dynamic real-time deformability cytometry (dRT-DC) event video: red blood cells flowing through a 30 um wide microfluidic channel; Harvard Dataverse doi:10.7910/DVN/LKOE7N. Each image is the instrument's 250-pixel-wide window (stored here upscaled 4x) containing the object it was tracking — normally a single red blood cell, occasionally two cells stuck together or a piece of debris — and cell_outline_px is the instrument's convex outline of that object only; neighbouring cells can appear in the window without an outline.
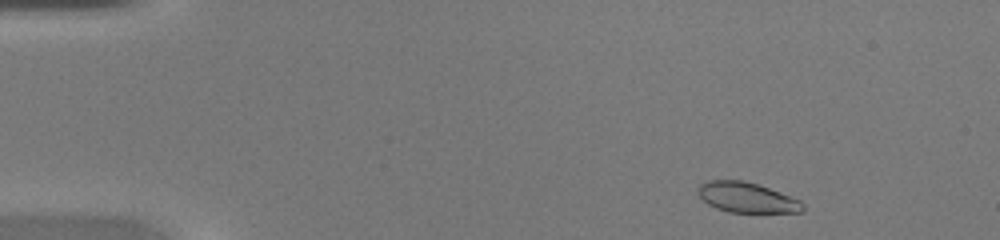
{"species": "common noctule bat (a hibernating species)", "species_latin": "Nyctalus noctula", "temperature_condition": "warm", "stored_images_in_passage": 42, "camera_frame_rate_fps": 3000, "um_per_image_px": 0.085, "animal": {"sex": "female", "body_mass_g": 20.0, "forearm_length_mm": 54.0}, "frame": {"image": 1, "passage_image": 2, "time_ms": 0.333, "image_size_px": [1000, 240], "cell_outline_px": [[804, 212], [728, 212], [716, 208], [708, 204], [696, 192], [700, 184], [708, 180], [744, 180], [768, 188], [800, 200], [804, 204]], "centroid_in_image_um": [63.46, 16.79], "position_along_channel_um": 21.5, "area_um2": 18.32}}
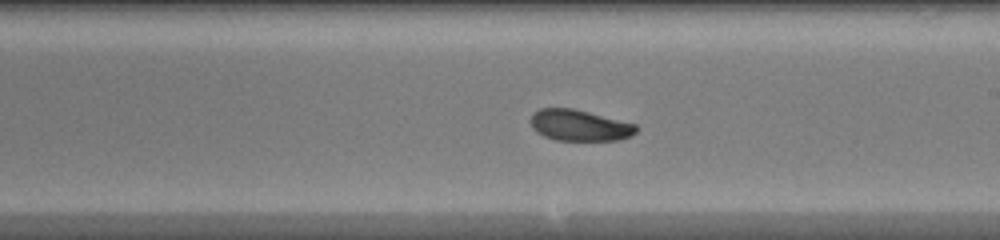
{"frame": {"image": 2, "passage_image": 23, "time_ms": 7.333, "image_size_px": [1000, 240], "cell_outline_px": [[636, 132], [632, 136], [620, 140], [556, 140], [544, 136], [536, 132], [532, 128], [528, 120], [532, 112], [540, 108], [572, 108], [636, 124]], "centroid_in_image_um": [49.2, 10.65], "position_along_channel_um": 239.8, "area_um2": 19.31}}
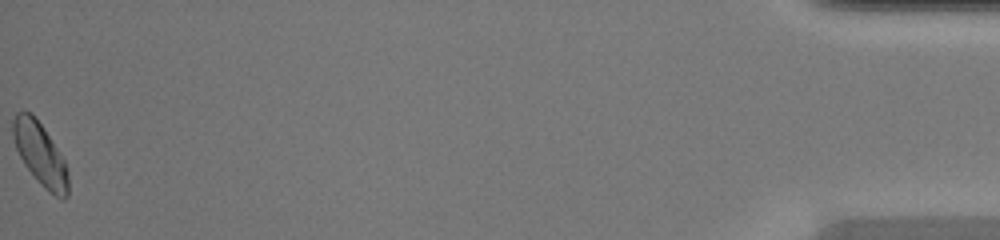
{"frame": {"image": 3, "passage_image": 42, "time_ms": 13.667, "image_size_px": [1000, 240], "cell_outline_px": [[68, 196], [64, 200], [60, 200], [48, 192], [40, 184], [24, 164], [16, 148], [12, 136], [12, 120], [16, 112], [32, 112], [44, 128], [64, 160], [68, 172]], "centroid_in_image_um": [3.42, 13.12], "position_along_channel_um": 431.8, "area_um2": 20.29}}